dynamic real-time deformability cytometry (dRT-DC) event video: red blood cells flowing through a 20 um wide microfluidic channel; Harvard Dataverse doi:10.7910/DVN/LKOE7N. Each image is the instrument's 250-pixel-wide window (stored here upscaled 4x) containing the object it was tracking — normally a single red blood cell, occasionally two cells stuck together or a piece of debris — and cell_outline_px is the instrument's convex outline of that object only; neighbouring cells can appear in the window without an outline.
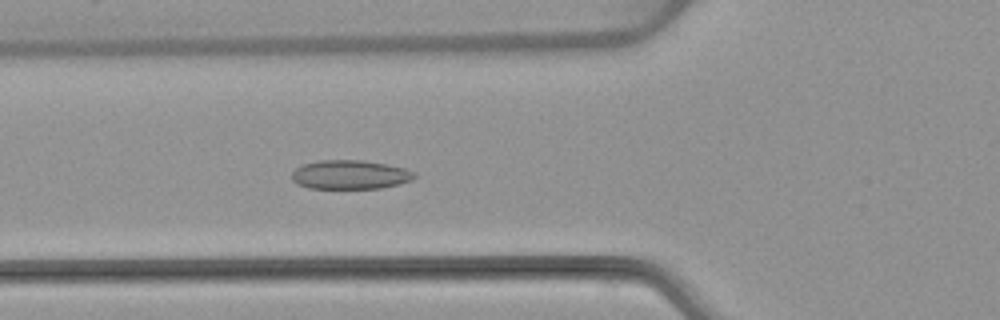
{"species": "common noctule bat (a hibernating species)", "species_latin": "Nyctalus noctula", "temperature_condition": "warm", "stored_images_in_passage": 55, "camera_frame_rate_fps": 3000, "um_per_image_px": 0.085, "animal": {"sex": "female", "body_mass_g": 22.7, "forearm_length_mm": 54.2}, "frame": {"image": 1, "passage_image": 20, "time_ms": 6.333, "image_size_px": [1000, 320], "cell_outline_px": [[416, 176], [412, 180], [380, 188], [308, 188], [296, 184], [292, 180], [292, 172], [296, 168], [304, 164], [320, 160], [364, 160], [404, 168], [416, 172]], "centroid_in_image_um": [29.74, 14.84], "position_along_channel_um": 96.1, "area_um2": 20.63}}
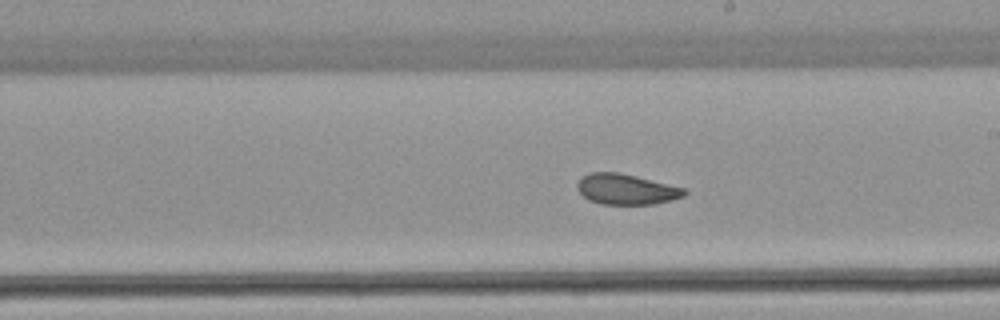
{"frame": {"image": 2, "passage_image": 31, "time_ms": 10.0, "image_size_px": [1000, 320], "cell_outline_px": [[688, 192], [684, 196], [672, 200], [656, 204], [600, 204], [588, 200], [576, 188], [576, 184], [580, 176], [592, 172], [620, 172], [684, 188]], "centroid_in_image_um": [53.2, 16.08], "position_along_channel_um": 235.8, "area_um2": 19.19}}
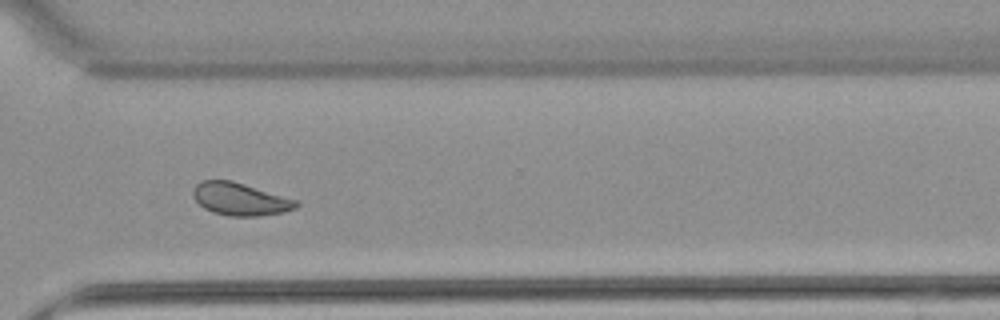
{"frame": {"image": 3, "passage_image": 40, "time_ms": 13.0, "image_size_px": [1000, 320], "cell_outline_px": [[300, 204], [296, 208], [284, 212], [260, 216], [228, 216], [212, 212], [204, 208], [192, 196], [192, 188], [200, 180], [232, 180], [300, 200]], "centroid_in_image_um": [20.44, 16.92], "position_along_channel_um": 350.2, "area_um2": 20.0}, "authors_computed_cell_mechanics": {"area_um2": 20.6346, "velocity_mm_per_s": 3.8124, "shape_relaxation_time_tau1_ms": 4.5097, "shape_relaxation_time_tau2_ms": 1.9752, "deformation_change_tau1": 0.0942, "deformation_change_tau2": 0.062}}